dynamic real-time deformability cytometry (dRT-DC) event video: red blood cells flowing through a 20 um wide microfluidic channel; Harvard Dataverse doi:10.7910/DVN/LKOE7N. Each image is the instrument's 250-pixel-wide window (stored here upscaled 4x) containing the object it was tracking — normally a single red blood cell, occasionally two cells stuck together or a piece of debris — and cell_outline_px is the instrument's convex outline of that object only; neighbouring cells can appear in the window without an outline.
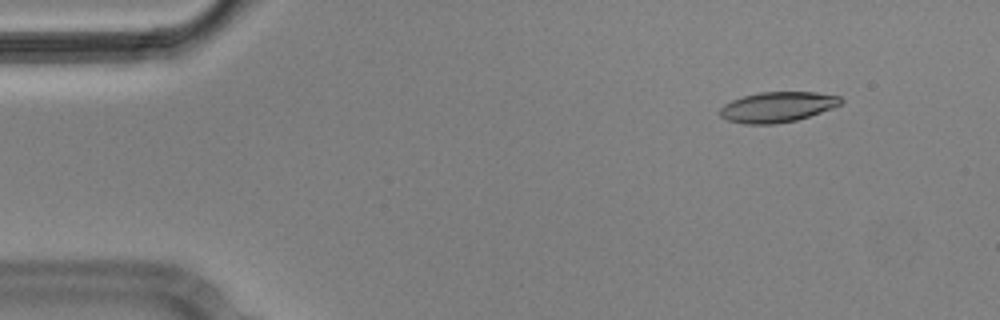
{"species": "Egyptian fruit bat (a non-hibernating species)", "species_latin": "Rousettus aegyptiacus", "temperature_condition": "cold", "stored_images_in_passage": 5, "camera_frame_rate_fps": 3000, "um_per_image_px": 0.085, "animal": {"sex": "male"}, "frame": {"image": 1, "passage_image": 2, "time_ms": 0.333, "image_size_px": [1000, 320], "cell_outline_px": [[844, 100], [840, 104], [832, 108], [796, 120], [776, 124], [744, 124], [728, 120], [720, 116], [720, 108], [724, 104], [732, 100], [744, 96], [760, 92], [816, 92], [840, 96]], "centroid_in_image_um": [66.07, 9.09], "position_along_channel_um": 18.9, "area_um2": 21.27}}
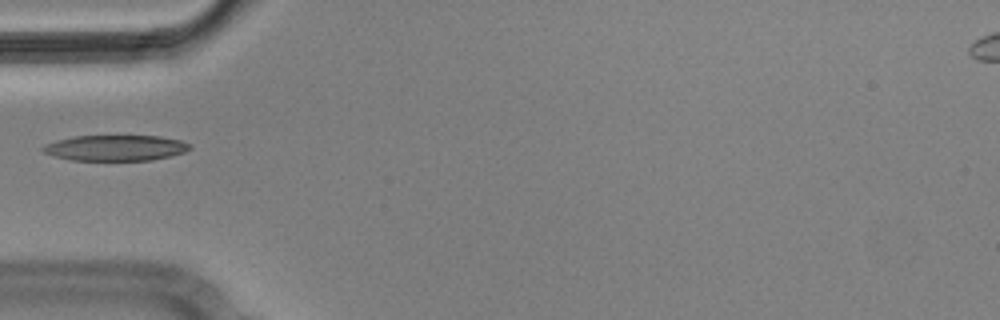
{"frame": {"image": 2, "passage_image": 5, "time_ms": 1.333, "image_size_px": [1000, 320], "cell_outline_px": [[192, 148], [184, 152], [152, 160], [72, 160], [56, 156], [44, 152], [40, 148], [44, 144], [56, 140], [76, 136], [160, 136], [180, 140], [192, 144]], "centroid_in_image_um": [9.83, 12.56], "position_along_channel_um": 75.2, "area_um2": 21.91}}